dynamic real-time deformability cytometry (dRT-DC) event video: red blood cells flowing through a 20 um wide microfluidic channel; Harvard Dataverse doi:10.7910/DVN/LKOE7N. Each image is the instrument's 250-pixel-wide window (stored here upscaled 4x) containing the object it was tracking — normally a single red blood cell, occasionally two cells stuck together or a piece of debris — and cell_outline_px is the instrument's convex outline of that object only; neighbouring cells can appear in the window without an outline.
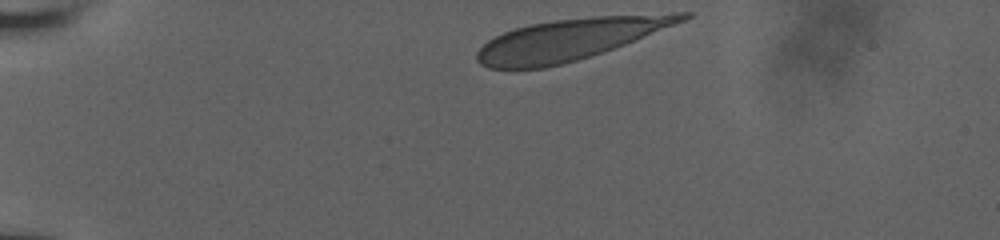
{"species": "human", "species_latin": "Homo sapiens", "temperature_condition": "room temperature", "stored_images_in_passage": 35, "camera_frame_rate_fps": 3000, "um_per_image_px": 0.085, "donor": {"sex": "male"}, "frame": {"image": 1, "passage_image": 1, "time_ms": 0.0, "image_size_px": [1000, 240], "cell_outline_px": [[692, 16], [684, 20], [624, 44], [576, 60], [544, 68], [488, 68], [480, 64], [476, 60], [476, 52], [488, 40], [504, 32], [516, 28], [532, 24], [556, 20], [592, 16], [672, 12], [692, 12]], "centroid_in_image_um": [48.42, 3.32], "position_along_channel_um": 36.6, "area_um2": 48.78}}
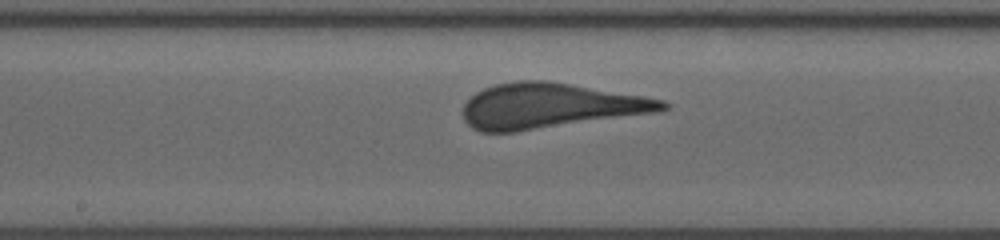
{"frame": {"image": 2, "passage_image": 19, "time_ms": 6.0, "image_size_px": [1000, 240], "cell_outline_px": [[672, 104], [664, 112], [516, 132], [480, 132], [472, 128], [464, 120], [464, 104], [476, 92], [484, 88], [496, 84], [516, 80], [548, 80], [644, 96], [664, 100]], "centroid_in_image_um": [46.82, 9.0], "position_along_channel_um": 201.4, "area_um2": 53.12}}
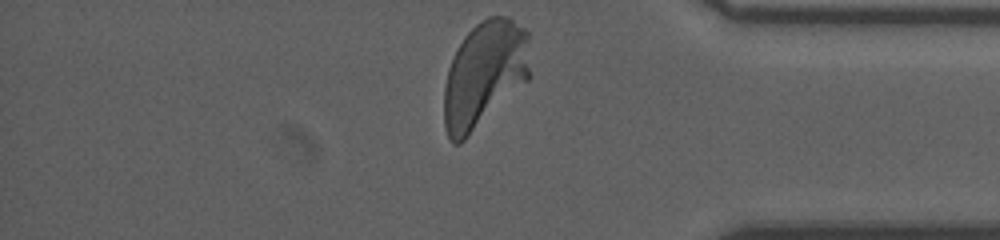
{"frame": {"image": 3, "passage_image": 35, "time_ms": 11.333, "image_size_px": [1000, 240], "cell_outline_px": [[528, 80], [460, 144], [452, 144], [448, 136], [444, 124], [444, 88], [448, 68], [464, 36], [480, 20], [488, 16], [508, 16], [524, 28], [528, 32]], "centroid_in_image_um": [41.15, 6.31], "position_along_channel_um": 394.0, "area_um2": 52.89}}